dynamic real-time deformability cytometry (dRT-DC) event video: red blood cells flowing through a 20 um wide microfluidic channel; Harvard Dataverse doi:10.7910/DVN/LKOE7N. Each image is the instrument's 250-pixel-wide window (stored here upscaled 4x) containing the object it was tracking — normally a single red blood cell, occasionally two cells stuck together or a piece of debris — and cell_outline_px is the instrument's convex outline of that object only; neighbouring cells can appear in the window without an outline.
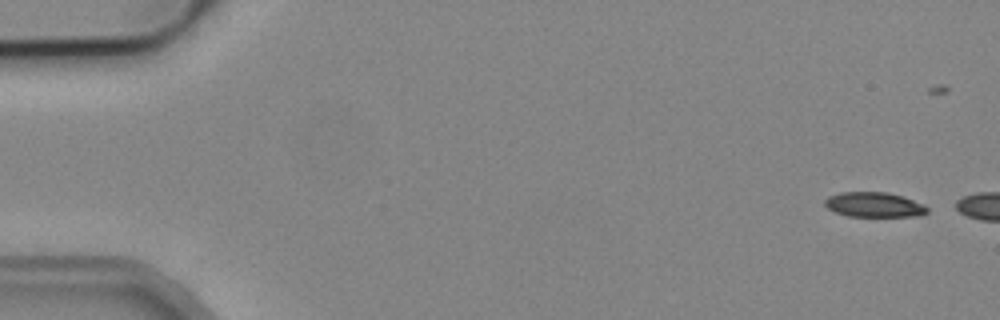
{"species": "common noctule bat (a hibernating species)", "species_latin": "Nyctalus noctula", "temperature_condition": "cold", "stored_images_in_passage": 3, "camera_frame_rate_fps": 3000, "um_per_image_px": 0.085, "animal": {"sex": "male", "body_mass_g": 19.2, "forearm_length_mm": 51.8}, "frame": {"image": 1, "passage_image": 1, "time_ms": 0.0, "image_size_px": [1000, 320], "cell_outline_px": [[928, 212], [920, 216], [848, 216], [836, 212], [828, 208], [824, 204], [824, 200], [828, 196], [840, 192], [888, 192], [904, 196], [924, 204], [928, 208]], "centroid_in_image_um": [74.32, 17.39], "position_along_channel_um": 10.7, "area_um2": 14.97}}